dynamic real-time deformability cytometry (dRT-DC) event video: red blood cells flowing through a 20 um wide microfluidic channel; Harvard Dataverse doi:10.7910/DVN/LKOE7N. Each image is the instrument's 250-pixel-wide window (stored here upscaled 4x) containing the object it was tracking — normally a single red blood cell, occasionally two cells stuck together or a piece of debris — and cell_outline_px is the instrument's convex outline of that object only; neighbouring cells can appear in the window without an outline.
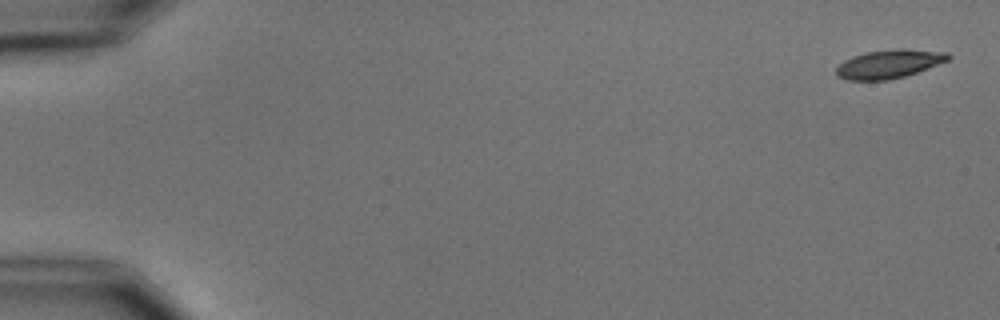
{"species": "common noctule bat (a hibernating species)", "species_latin": "Nyctalus noctula", "temperature_condition": "cold", "stored_images_in_passage": 5, "camera_frame_rate_fps": 3000, "um_per_image_px": 0.085, "animal": {"sex": "male", "body_mass_g": 15.6}, "frame": {"image": 1, "passage_image": 1, "time_ms": 0.0, "image_size_px": [1000, 320], "cell_outline_px": [[952, 56], [948, 60], [916, 72], [904, 76], [888, 80], [848, 80], [836, 76], [836, 68], [844, 60], [852, 56], [864, 52], [896, 48], [904, 48], [948, 52]], "centroid_in_image_um": [75.55, 5.42], "position_along_channel_um": 9.4, "area_um2": 18.73}}
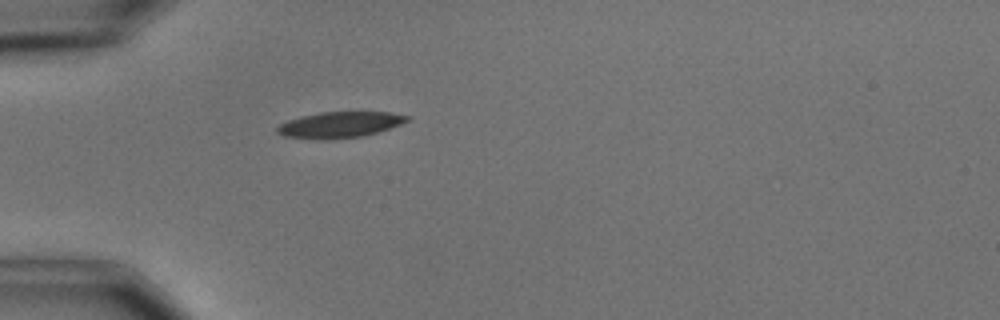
{"frame": {"image": 2, "passage_image": 5, "time_ms": 5.0, "image_size_px": [1000, 320], "cell_outline_px": [[412, 120], [376, 132], [360, 136], [324, 140], [284, 136], [276, 132], [276, 128], [280, 124], [288, 120], [300, 116], [320, 112], [392, 112], [408, 116]], "centroid_in_image_um": [28.86, 10.59], "position_along_channel_um": 56.1, "area_um2": 19.54}}